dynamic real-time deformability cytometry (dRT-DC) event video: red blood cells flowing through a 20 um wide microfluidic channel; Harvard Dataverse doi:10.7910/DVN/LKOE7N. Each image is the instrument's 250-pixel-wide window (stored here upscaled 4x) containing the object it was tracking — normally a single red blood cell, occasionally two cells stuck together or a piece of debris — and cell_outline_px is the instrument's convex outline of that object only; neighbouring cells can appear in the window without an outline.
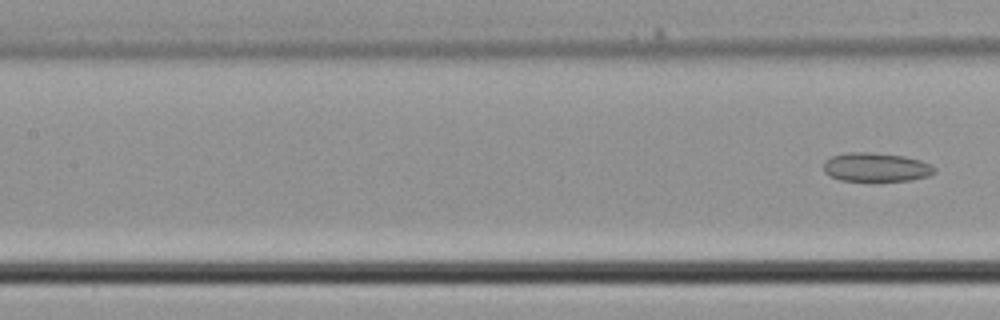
{"species": "common noctule bat (a hibernating species)", "species_latin": "Nyctalus noctula", "temperature_condition": "cold", "stored_images_in_passage": 15, "segment_of_instrument_passage": [2, 2], "camera_frame_rate_fps": 3000, "um_per_image_px": 0.085, "animal": {"sex": "male", "body_mass_g": 21.5, "forearm_length_mm": 52.0}, "frame": {"image": 1, "passage_image": 15, "time_ms": 4.667, "image_size_px": [1000, 320], "cell_outline_px": [[936, 172], [928, 176], [908, 180], [840, 180], [824, 172], [824, 160], [832, 156], [848, 152], [868, 152], [904, 156], [920, 160], [932, 164], [936, 168]], "centroid_in_image_um": [74.48, 14.2], "position_along_channel_um": 132.9, "area_um2": 18.5}}